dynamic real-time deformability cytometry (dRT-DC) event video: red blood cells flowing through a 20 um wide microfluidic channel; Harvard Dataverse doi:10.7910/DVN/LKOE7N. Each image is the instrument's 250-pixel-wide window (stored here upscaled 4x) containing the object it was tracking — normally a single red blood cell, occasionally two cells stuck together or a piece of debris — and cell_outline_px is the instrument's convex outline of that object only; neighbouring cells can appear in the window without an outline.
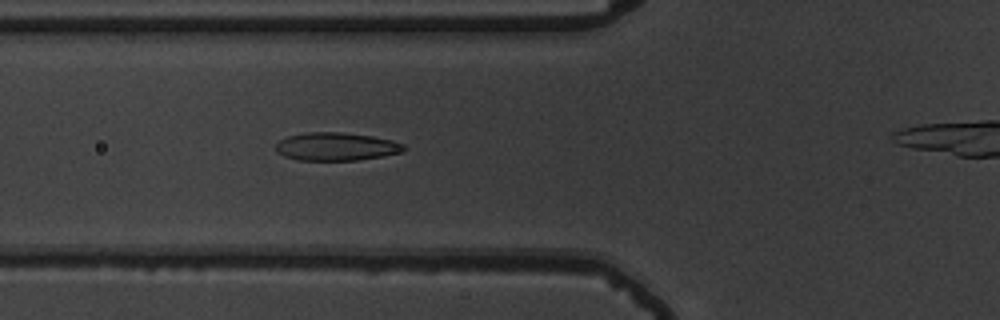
{"species": "common noctule bat (a hibernating species)", "species_latin": "Nyctalus noctula", "temperature_condition": "warm", "stored_images_in_passage": 37, "camera_frame_rate_fps": 3000, "um_per_image_px": 0.085, "animal": {"sex": "male", "body_mass_g": 19.5, "forearm_length_mm": 54.6}, "frame": {"image": 1, "passage_image": 9, "time_ms": 2.667, "image_size_px": [1000, 320], "cell_outline_px": [[404, 152], [356, 160], [296, 160], [284, 156], [276, 152], [276, 144], [280, 140], [288, 136], [304, 132], [340, 132], [372, 136], [392, 140], [404, 144]], "centroid_in_image_um": [28.55, 12.45], "position_along_channel_um": 97.3, "area_um2": 20.92}}
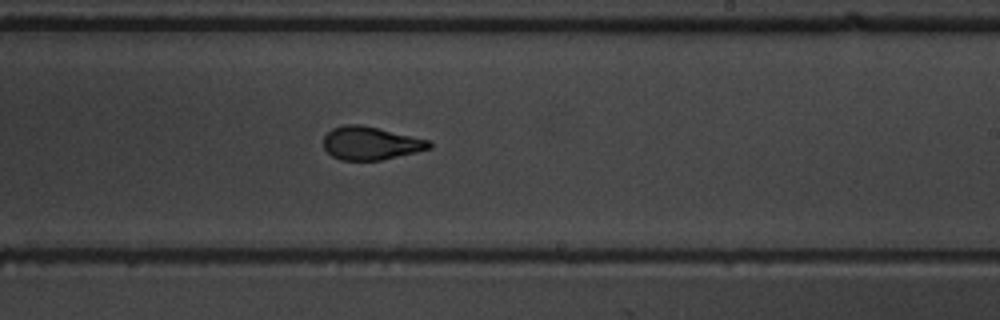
{"frame": {"image": 2, "passage_image": 22, "time_ms": 7.0, "image_size_px": [1000, 320], "cell_outline_px": [[432, 148], [416, 152], [380, 160], [340, 160], [332, 156], [324, 148], [324, 136], [332, 128], [344, 124], [360, 124], [432, 140]], "centroid_in_image_um": [31.52, 12.16], "position_along_channel_um": 257.5, "area_um2": 20.52}}
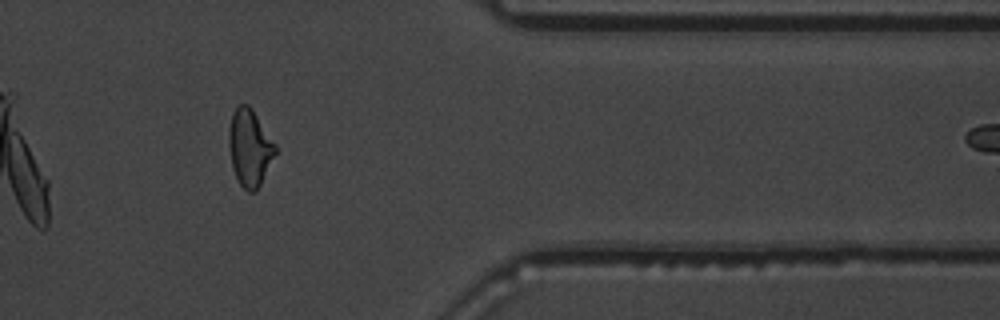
{"frame": {"image": 3, "passage_image": 34, "time_ms": 11.0, "image_size_px": [1000, 320], "cell_outline_px": [[276, 152], [256, 192], [248, 192], [240, 184], [232, 168], [228, 144], [228, 132], [232, 112], [240, 104], [248, 104], [252, 108], [276, 144]], "centroid_in_image_um": [21.21, 12.54], "position_along_channel_um": 390.2, "area_um2": 20.81}}